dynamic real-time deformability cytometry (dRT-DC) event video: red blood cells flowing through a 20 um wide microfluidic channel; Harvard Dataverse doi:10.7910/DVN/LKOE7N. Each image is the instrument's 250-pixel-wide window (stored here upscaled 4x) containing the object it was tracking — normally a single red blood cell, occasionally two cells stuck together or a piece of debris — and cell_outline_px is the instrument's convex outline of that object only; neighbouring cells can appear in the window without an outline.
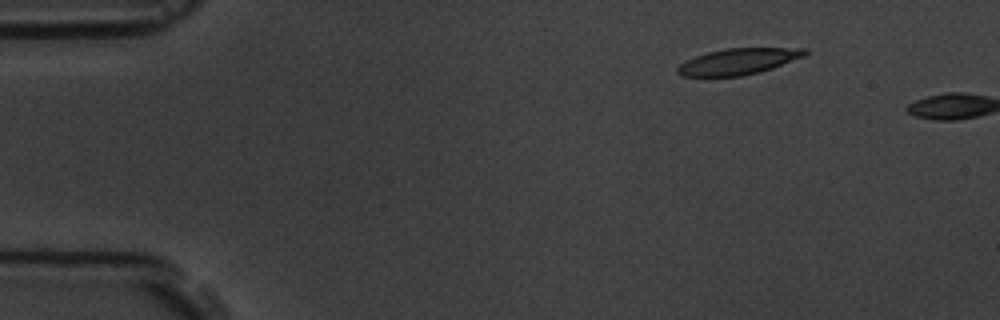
{"species": "common noctule bat (a hibernating species)", "species_latin": "Nyctalus noctula", "temperature_condition": "room temperature", "stored_images_in_passage": 3, "camera_frame_rate_fps": 3000, "um_per_image_px": 0.085, "animal": {"sex": "male", "body_mass_g": 19.5, "forearm_length_mm": 54.6}, "frame": {"image": 1, "passage_image": 2, "time_ms": 1.0, "image_size_px": [1000, 320], "cell_outline_px": [[808, 52], [804, 56], [772, 68], [760, 72], [740, 76], [680, 76], [676, 72], [676, 68], [680, 64], [696, 56], [708, 52], [724, 48], [808, 48]], "centroid_in_image_um": [62.75, 5.22], "position_along_channel_um": 22.2, "area_um2": 19.31}}